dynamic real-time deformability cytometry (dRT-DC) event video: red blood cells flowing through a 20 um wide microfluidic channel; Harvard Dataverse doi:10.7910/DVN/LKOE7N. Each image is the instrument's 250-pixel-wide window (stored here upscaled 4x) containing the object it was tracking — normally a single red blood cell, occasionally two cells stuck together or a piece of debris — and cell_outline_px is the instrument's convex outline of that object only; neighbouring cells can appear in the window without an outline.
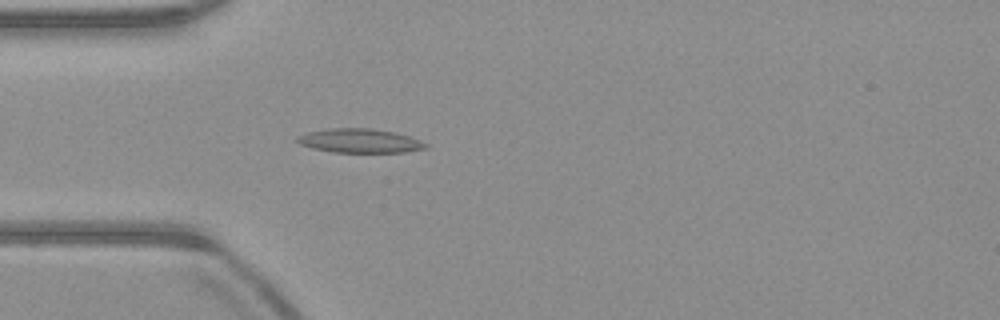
{"species": "common noctule bat (a hibernating species)", "species_latin": "Nyctalus noctula", "temperature_condition": "warm", "stored_images_in_passage": 52, "camera_frame_rate_fps": 3000, "um_per_image_px": 0.085, "animal": {"sex": "male", "body_mass_g": 23.1, "forearm_length_mm": 52.7}, "frame": {"image": 1, "passage_image": 15, "time_ms": 4.667, "image_size_px": [1000, 320], "cell_outline_px": [[428, 148], [404, 152], [332, 152], [312, 148], [300, 144], [296, 140], [296, 136], [308, 132], [328, 128], [372, 128], [396, 132], [420, 140], [428, 144]], "centroid_in_image_um": [30.58, 11.96], "position_along_channel_um": 54.4, "area_um2": 18.09}}
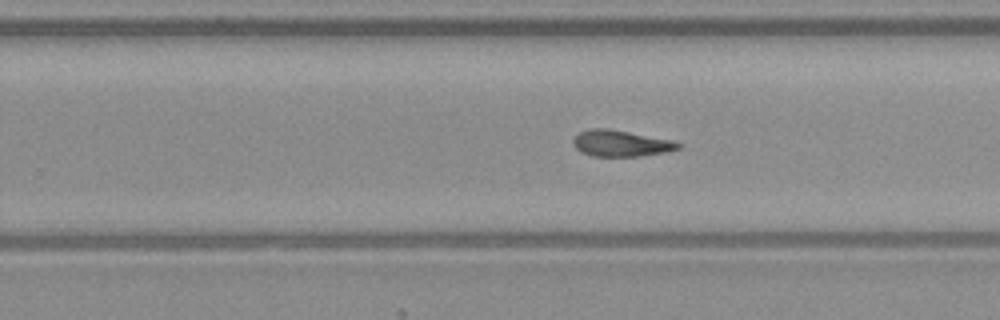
{"frame": {"image": 2, "passage_image": 32, "time_ms": 10.333, "image_size_px": [1000, 320], "cell_outline_px": [[680, 148], [668, 152], [636, 156], [592, 156], [580, 152], [572, 144], [572, 140], [580, 132], [588, 128], [608, 128], [676, 140], [680, 144]], "centroid_in_image_um": [52.78, 12.17], "position_along_channel_um": 277.0, "area_um2": 16.3}}
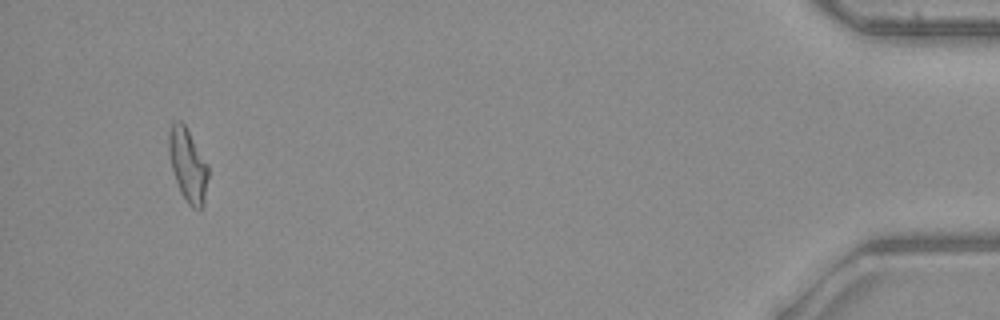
{"frame": {"image": 3, "passage_image": 49, "time_ms": 16.0, "image_size_px": [1000, 320], "cell_outline_px": [[208, 176], [204, 204], [200, 212], [192, 208], [188, 204], [180, 192], [172, 168], [168, 152], [168, 132], [172, 124], [176, 120], [180, 120], [184, 124], [208, 164]], "centroid_in_image_um": [15.97, 14.06], "position_along_channel_um": 419.2, "area_um2": 16.88}, "authors_computed_cell_mechanics": {"area_um2": 16.5886, "velocity_mm_per_s": 3.9982, "shape_relaxation_time_tau1_ms": 7.0325, "shape_relaxation_time_tau2_ms": 4.8033, "deformation_change_tau1": 0.2119, "deformation_change_tau2": 0.136}}